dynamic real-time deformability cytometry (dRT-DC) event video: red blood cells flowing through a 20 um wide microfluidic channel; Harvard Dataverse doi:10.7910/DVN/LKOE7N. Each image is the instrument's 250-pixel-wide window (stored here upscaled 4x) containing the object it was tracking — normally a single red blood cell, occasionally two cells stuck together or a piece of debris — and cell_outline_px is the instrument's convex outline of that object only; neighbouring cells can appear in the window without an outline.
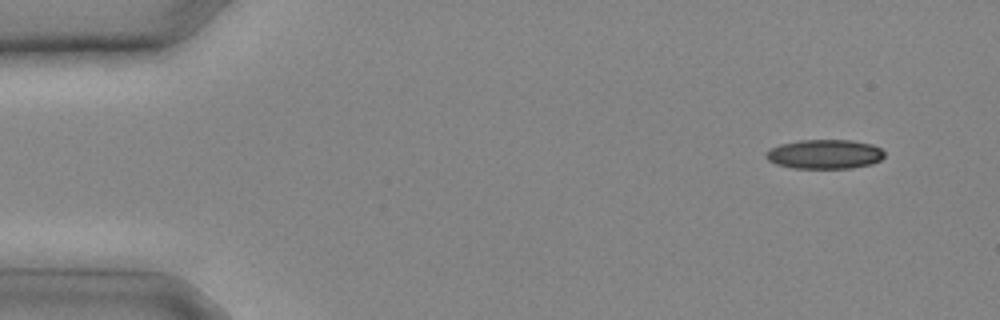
{"species": "common noctule bat (a hibernating species)", "species_latin": "Nyctalus noctula", "temperature_condition": "cold", "stored_images_in_passage": 7, "camera_frame_rate_fps": 3000, "um_per_image_px": 0.085, "animal": {"sex": "male", "body_mass_g": 20.4}, "frame": {"image": 1, "passage_image": 1, "time_ms": 0.0, "image_size_px": [1000, 320], "cell_outline_px": [[884, 156], [880, 160], [872, 164], [852, 168], [792, 168], [776, 164], [768, 160], [764, 156], [772, 148], [780, 144], [800, 140], [852, 140], [872, 144], [880, 148], [884, 152]], "centroid_in_image_um": [70.11, 13.1], "position_along_channel_um": 14.9, "area_um2": 20.23}}